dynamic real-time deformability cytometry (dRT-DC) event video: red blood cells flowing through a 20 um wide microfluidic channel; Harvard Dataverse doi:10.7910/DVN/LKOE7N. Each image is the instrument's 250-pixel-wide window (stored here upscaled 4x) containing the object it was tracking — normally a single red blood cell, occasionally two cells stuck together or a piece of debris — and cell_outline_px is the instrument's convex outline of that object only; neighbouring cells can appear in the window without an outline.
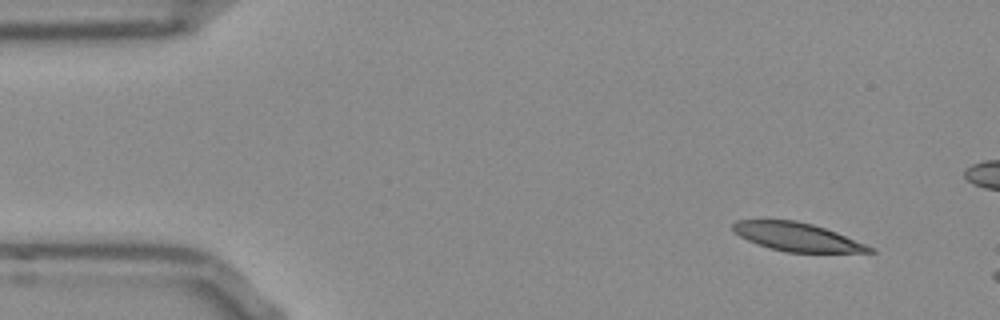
{"species": "Egyptian fruit bat (a non-hibernating species)", "species_latin": "Rousettus aegyptiacus", "temperature_condition": "room temperature", "stored_images_in_passage": 9, "camera_frame_rate_fps": 3000, "um_per_image_px": 0.085, "frame": {"image": 1, "passage_image": 1, "time_ms": 0.0, "image_size_px": [1000, 320], "cell_outline_px": [[876, 252], [784, 252], [768, 248], [748, 240], [740, 236], [732, 228], [732, 224], [736, 220], [796, 220], [812, 224], [836, 232], [864, 244], [872, 248]], "centroid_in_image_um": [67.7, 20.13], "position_along_channel_um": 17.3, "area_um2": 22.25}}